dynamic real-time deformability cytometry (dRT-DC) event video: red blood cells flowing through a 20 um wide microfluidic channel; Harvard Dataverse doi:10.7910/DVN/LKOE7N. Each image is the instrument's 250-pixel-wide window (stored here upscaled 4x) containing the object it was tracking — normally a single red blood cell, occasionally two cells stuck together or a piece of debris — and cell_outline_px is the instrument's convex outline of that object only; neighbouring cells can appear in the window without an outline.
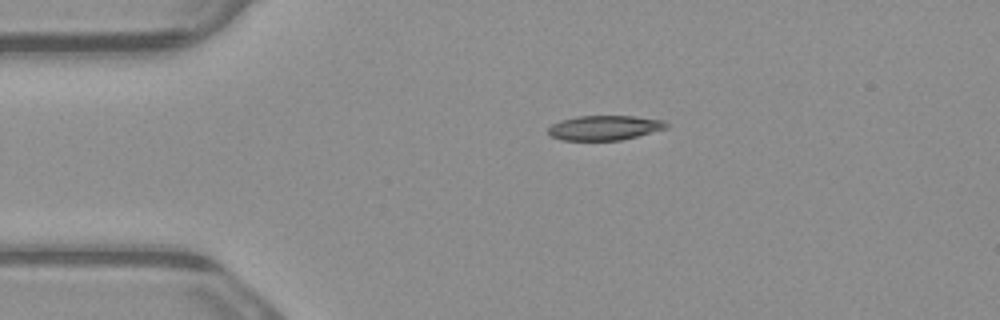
{"species": "common noctule bat (a hibernating species)", "species_latin": "Nyctalus noctula", "temperature_condition": "warm", "stored_images_in_passage": 2, "camera_frame_rate_fps": 3000, "um_per_image_px": 0.085, "animal": {"sex": "male", "body_mass_g": 23.1, "forearm_length_mm": 52.7}, "frame": {"image": 1, "passage_image": 1, "time_ms": 0.0, "image_size_px": [1000, 320], "cell_outline_px": [[668, 128], [620, 140], [560, 140], [552, 136], [548, 132], [548, 128], [552, 124], [560, 120], [576, 116], [636, 116], [664, 120], [668, 124]], "centroid_in_image_um": [51.38, 10.85], "position_along_channel_um": 33.6, "area_um2": 16.99}}